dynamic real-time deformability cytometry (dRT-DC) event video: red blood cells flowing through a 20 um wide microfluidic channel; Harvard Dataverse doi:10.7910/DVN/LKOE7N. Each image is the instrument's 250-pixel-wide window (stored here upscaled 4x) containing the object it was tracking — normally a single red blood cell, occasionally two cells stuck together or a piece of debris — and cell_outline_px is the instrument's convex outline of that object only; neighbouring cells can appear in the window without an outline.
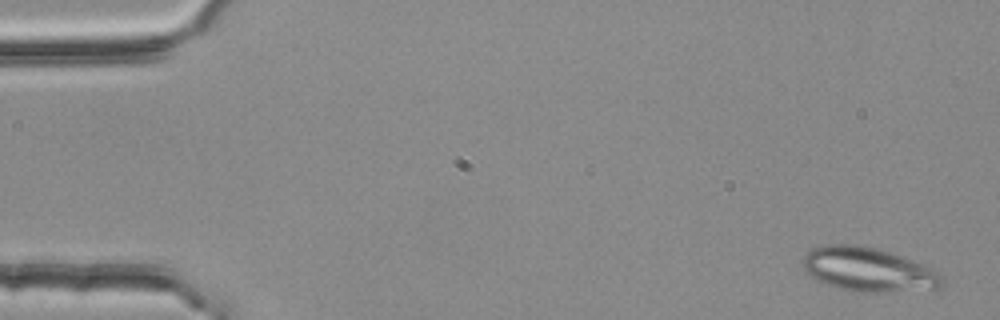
{"species": "common noctule bat (a hibernating species)", "species_latin": "Nyctalus noctula", "temperature_condition": "room temperature", "stored_images_in_passage": 3, "camera_frame_rate_fps": 3000, "um_per_image_px": 0.085, "animal": {"sex": "female", "body_mass_g": 25.1}, "frame": {"image": 1, "passage_image": 1, "time_ms": 0.0, "image_size_px": [1000, 320], "cell_outline_px": [[944, 284], [940, 288], [876, 292], [852, 292], [824, 284], [812, 276], [804, 268], [804, 256], [812, 248], [824, 244], [860, 244], [880, 248], [904, 256], [924, 264], [932, 268], [944, 276]], "centroid_in_image_um": [73.84, 22.89], "position_along_channel_um": 11.2, "area_um2": 36.13}}